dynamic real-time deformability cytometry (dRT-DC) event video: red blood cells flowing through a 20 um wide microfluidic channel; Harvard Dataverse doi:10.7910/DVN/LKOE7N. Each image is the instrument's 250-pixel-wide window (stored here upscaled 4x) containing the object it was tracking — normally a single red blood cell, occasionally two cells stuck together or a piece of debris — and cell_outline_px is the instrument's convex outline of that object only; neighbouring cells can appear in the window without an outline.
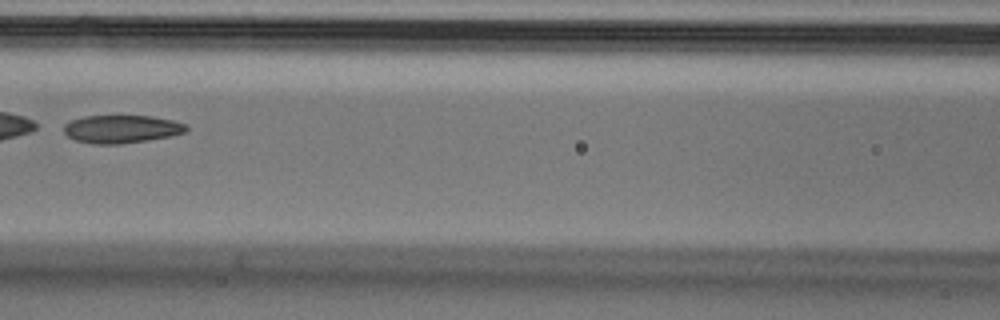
{"species": "Egyptian fruit bat (a non-hibernating species)", "species_latin": "Rousettus aegyptiacus", "temperature_condition": "cold", "stored_images_in_passage": 7, "camera_frame_rate_fps": 3000, "um_per_image_px": 0.085, "animal": {"sex": "male"}, "frame": {"image": 1, "passage_image": 6, "time_ms": 1.667, "image_size_px": [1000, 320], "cell_outline_px": [[188, 128], [184, 132], [172, 136], [148, 140], [120, 144], [92, 144], [76, 140], [68, 136], [64, 132], [64, 124], [72, 120], [84, 116], [152, 116], [172, 120], [184, 124]], "centroid_in_image_um": [10.32, 10.97], "position_along_channel_um": 156.3, "area_um2": 19.88}}
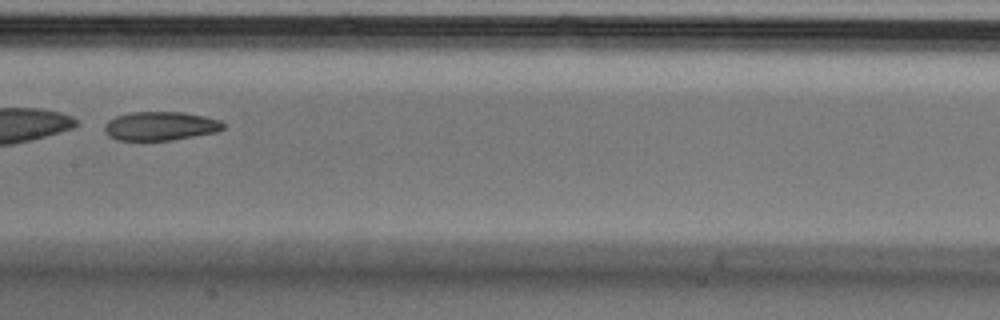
{"frame": {"image": 2, "passage_image": 7, "time_ms": 2.0, "image_size_px": [1000, 320], "cell_outline_px": [[224, 128], [216, 132], [172, 140], [116, 140], [108, 136], [104, 132], [104, 124], [108, 120], [116, 116], [132, 112], [184, 112], [204, 116], [220, 120], [224, 124]], "centroid_in_image_um": [13.6, 10.71], "position_along_channel_um": 193.8, "area_um2": 20.0}}